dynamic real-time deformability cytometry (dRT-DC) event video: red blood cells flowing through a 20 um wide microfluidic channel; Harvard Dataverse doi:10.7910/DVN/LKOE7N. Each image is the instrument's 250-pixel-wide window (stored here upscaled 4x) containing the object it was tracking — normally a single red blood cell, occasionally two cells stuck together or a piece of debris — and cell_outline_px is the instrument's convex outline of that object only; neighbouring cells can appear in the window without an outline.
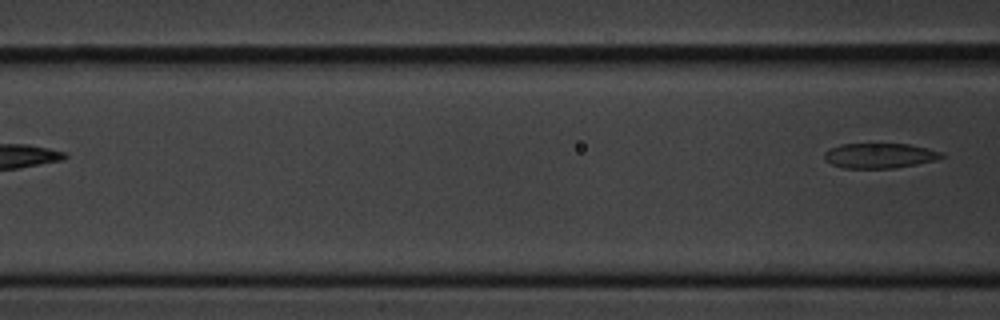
{"species": "common noctule bat (a hibernating species)", "species_latin": "Nyctalus noctula", "temperature_condition": "cold", "stored_images_in_passage": 7, "segment_of_instrument_passage": [2, 2], "camera_frame_rate_fps": 3000, "um_per_image_px": 0.085, "animal": {"sex": "male", "body_mass_g": 20.1, "forearm_length_mm": 53.5}, "frame": {"image": 1, "passage_image": 7, "time_ms": 8.0, "image_size_px": [1000, 320], "cell_outline_px": [[944, 156], [936, 160], [896, 168], [844, 168], [832, 164], [824, 160], [824, 152], [840, 144], [908, 144], [928, 148], [940, 152]], "centroid_in_image_um": [74.75, 13.23], "position_along_channel_um": 91.9, "area_um2": 16.99}}